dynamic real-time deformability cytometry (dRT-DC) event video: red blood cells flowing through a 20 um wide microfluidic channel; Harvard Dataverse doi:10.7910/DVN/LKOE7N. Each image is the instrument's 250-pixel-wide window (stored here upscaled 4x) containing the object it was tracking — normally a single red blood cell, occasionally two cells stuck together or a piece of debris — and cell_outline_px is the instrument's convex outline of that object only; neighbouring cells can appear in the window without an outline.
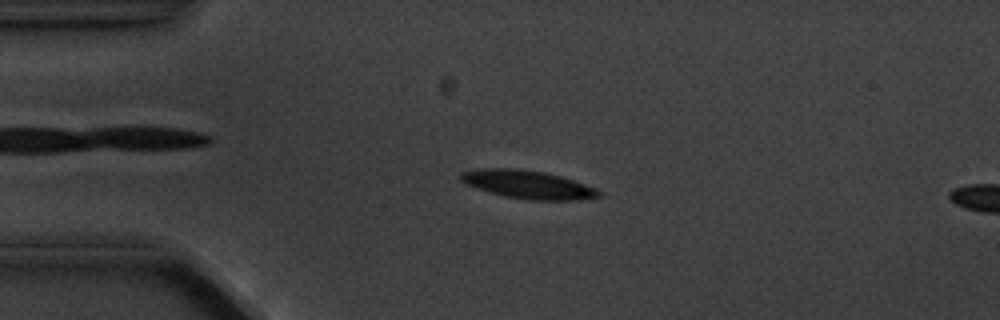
{"species": "common noctule bat (a hibernating species)", "species_latin": "Nyctalus noctula", "temperature_condition": "cold", "stored_images_in_passage": 4, "camera_frame_rate_fps": 3000, "um_per_image_px": 0.085, "animal": {"sex": "male", "body_mass_g": 20.1, "forearm_length_mm": 53.5}, "frame": {"image": 1, "passage_image": 2, "time_ms": 2.0, "image_size_px": [1000, 320], "cell_outline_px": [[600, 196], [576, 200], [528, 200], [504, 196], [468, 184], [460, 180], [460, 172], [484, 168], [508, 168], [544, 172], [560, 176], [596, 188], [600, 192]], "centroid_in_image_um": [44.88, 15.68], "position_along_channel_um": 40.1, "area_um2": 22.2}}